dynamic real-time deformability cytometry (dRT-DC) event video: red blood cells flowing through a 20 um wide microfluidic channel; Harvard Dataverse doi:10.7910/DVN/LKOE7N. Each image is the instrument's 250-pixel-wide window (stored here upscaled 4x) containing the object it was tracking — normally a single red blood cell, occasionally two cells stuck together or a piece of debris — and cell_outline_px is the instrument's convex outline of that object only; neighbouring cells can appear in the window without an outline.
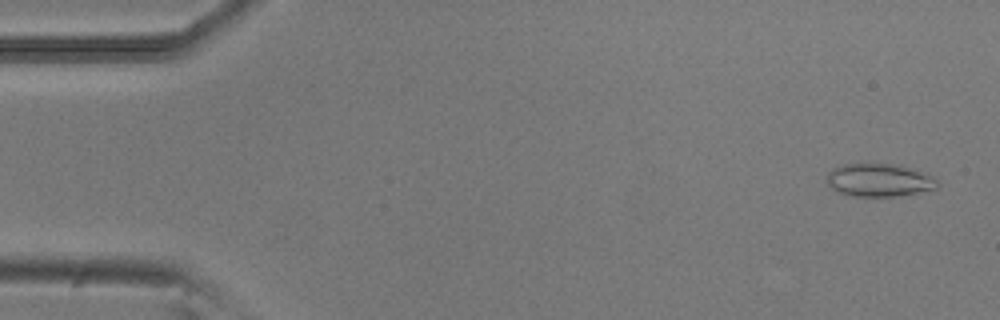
{"species": "common noctule bat (a hibernating species)", "species_latin": "Nyctalus noctula", "temperature_condition": "room temperature", "stored_images_in_passage": 6, "camera_frame_rate_fps": 3000, "um_per_image_px": 0.085, "animal": {"sex": "male", "body_mass_g": 20.5, "forearm_length_mm": 52.5}, "frame": {"image": 1, "passage_image": 1, "time_ms": 0.0, "image_size_px": [1000, 320], "cell_outline_px": [[940, 184], [936, 188], [900, 196], [852, 196], [840, 192], [832, 188], [828, 184], [828, 172], [832, 168], [844, 164], [900, 164], [924, 172], [932, 176]], "centroid_in_image_um": [74.75, 15.3], "position_along_channel_um": 10.2, "area_um2": 21.21}}
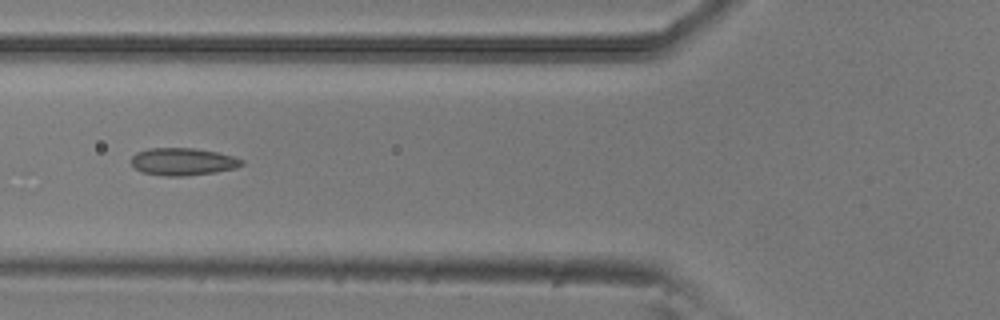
{"frame": {"image": 2, "passage_image": 6, "time_ms": 1.667, "image_size_px": [1000, 320], "cell_outline_px": [[244, 164], [236, 168], [216, 172], [180, 176], [164, 176], [144, 172], [136, 168], [132, 164], [132, 156], [136, 152], [148, 148], [192, 148], [216, 152], [236, 156], [244, 160]], "centroid_in_image_um": [15.58, 13.73], "position_along_channel_um": 110.2, "area_um2": 17.63}}